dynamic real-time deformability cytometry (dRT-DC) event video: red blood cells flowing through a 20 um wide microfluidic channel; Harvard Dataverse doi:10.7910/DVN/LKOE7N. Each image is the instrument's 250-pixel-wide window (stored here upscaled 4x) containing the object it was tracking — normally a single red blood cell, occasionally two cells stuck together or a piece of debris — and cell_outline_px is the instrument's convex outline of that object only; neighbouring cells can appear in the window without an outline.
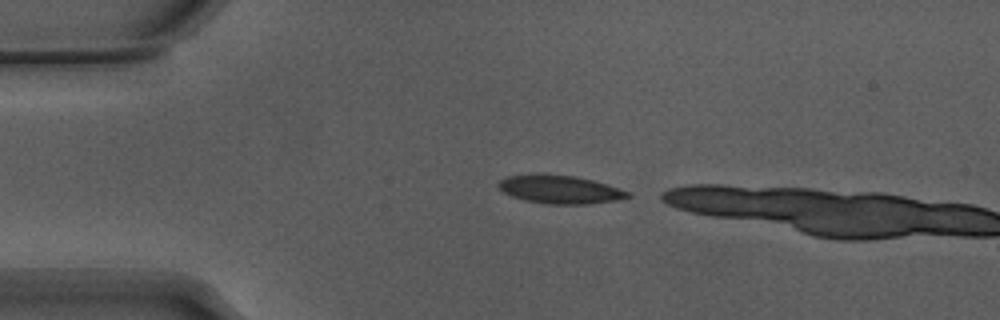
{"species": "Egyptian fruit bat (a non-hibernating species)", "species_latin": "Rousettus aegyptiacus", "temperature_condition": "warm", "stored_images_in_passage": 3, "camera_frame_rate_fps": 3000, "um_per_image_px": 0.085, "animal": {"sex": "male"}, "frame": {"image": 1, "passage_image": 1, "time_ms": 0.0, "image_size_px": [1000, 320], "cell_outline_px": [[632, 196], [616, 200], [588, 204], [548, 204], [524, 200], [512, 196], [504, 192], [496, 184], [500, 180], [508, 176], [572, 176], [592, 180], [632, 192]], "centroid_in_image_um": [47.65, 16.14], "position_along_channel_um": 37.3, "area_um2": 20.58}}